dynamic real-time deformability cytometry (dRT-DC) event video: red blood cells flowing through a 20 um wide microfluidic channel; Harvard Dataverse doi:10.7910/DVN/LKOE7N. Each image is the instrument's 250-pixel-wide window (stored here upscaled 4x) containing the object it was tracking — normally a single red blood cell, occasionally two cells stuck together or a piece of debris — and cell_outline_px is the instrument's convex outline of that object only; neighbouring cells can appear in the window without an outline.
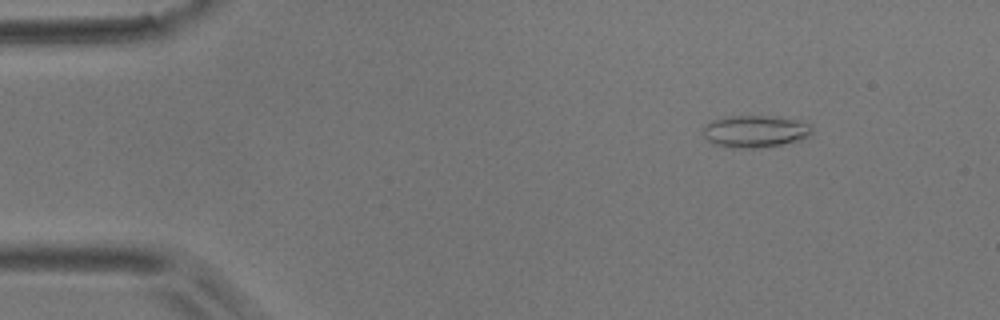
{"species": "common noctule bat (a hibernating species)", "species_latin": "Nyctalus noctula", "temperature_condition": "room temperature", "stored_images_in_passage": 4, "camera_frame_rate_fps": 3000, "um_per_image_px": 0.085, "animal": {"sex": "male", "body_mass_g": 17.9}, "frame": {"image": 1, "passage_image": 2, "time_ms": 1.333, "image_size_px": [1000, 320], "cell_outline_px": [[812, 132], [808, 136], [800, 140], [780, 144], [756, 148], [732, 148], [712, 144], [704, 136], [704, 124], [712, 120], [728, 116], [764, 116], [800, 120], [812, 124]], "centroid_in_image_um": [64.18, 11.16], "position_along_channel_um": 20.8, "area_um2": 20.4}}